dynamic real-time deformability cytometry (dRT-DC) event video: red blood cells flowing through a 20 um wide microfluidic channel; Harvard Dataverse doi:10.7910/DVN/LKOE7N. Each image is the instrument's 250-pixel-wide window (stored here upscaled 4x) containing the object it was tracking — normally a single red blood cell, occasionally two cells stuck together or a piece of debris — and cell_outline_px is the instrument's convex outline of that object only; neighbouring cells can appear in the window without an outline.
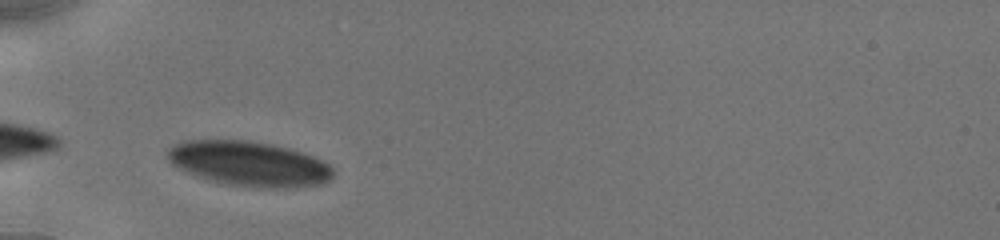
{"species": "human", "species_latin": "Homo sapiens", "temperature_condition": "cold", "stored_images_in_passage": 21, "camera_frame_rate_fps": 3000, "um_per_image_px": 0.085, "donor": {"sex": "male"}, "frame": {"image": 1, "passage_image": 1, "time_ms": 0.0, "image_size_px": [1000, 240], "cell_outline_px": [[332, 176], [328, 180], [320, 184], [296, 188], [252, 188], [228, 184], [212, 180], [176, 168], [168, 160], [164, 152], [168, 148], [184, 140], [248, 140], [272, 144], [288, 148], [312, 156], [328, 164], [332, 168]], "centroid_in_image_um": [21.14, 13.92], "position_along_channel_um": 63.9, "area_um2": 43.35}}
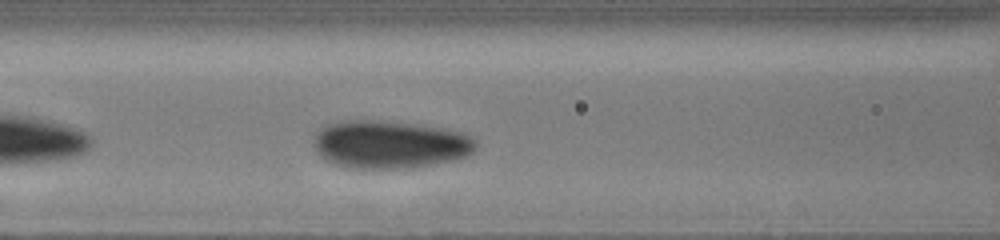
{"frame": {"image": 2, "passage_image": 9, "time_ms": 2.0, "image_size_px": [1000, 240], "cell_outline_px": [[476, 148], [472, 152], [464, 156], [452, 160], [404, 168], [352, 168], [336, 164], [320, 156], [316, 152], [312, 140], [316, 132], [320, 128], [328, 124], [344, 120], [380, 120], [416, 124], [444, 128], [460, 132], [472, 136], [476, 140]], "centroid_in_image_um": [33.09, 12.25], "position_along_channel_um": 133.5, "area_um2": 45.14}}
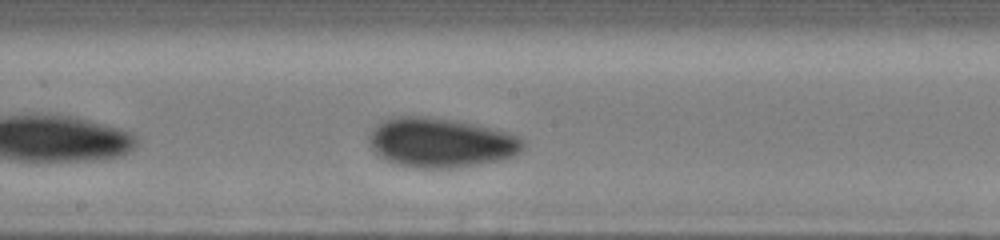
{"frame": {"image": 3, "passage_image": 18, "time_ms": 4.0, "image_size_px": [1000, 240], "cell_outline_px": [[524, 148], [516, 156], [500, 160], [460, 168], [404, 168], [380, 156], [372, 148], [368, 140], [368, 136], [388, 116], [428, 116], [456, 120], [476, 124], [516, 136], [524, 140]], "centroid_in_image_um": [37.47, 12.14], "position_along_channel_um": 210.7, "area_um2": 44.68}}